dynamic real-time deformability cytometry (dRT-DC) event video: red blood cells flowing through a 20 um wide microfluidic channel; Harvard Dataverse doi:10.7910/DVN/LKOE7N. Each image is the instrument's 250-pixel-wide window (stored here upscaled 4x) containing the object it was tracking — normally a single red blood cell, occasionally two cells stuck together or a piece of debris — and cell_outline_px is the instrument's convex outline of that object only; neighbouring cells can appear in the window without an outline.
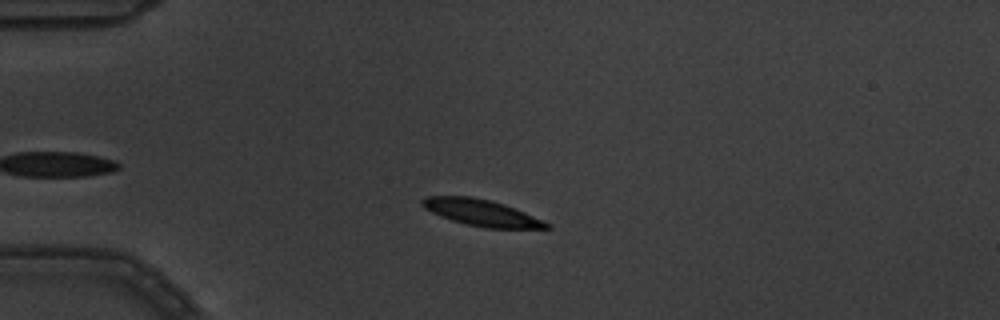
{"species": "common noctule bat (a hibernating species)", "species_latin": "Nyctalus noctula", "temperature_condition": "warm", "stored_images_in_passage": 6, "camera_frame_rate_fps": 3000, "um_per_image_px": 0.085, "animal": {"sex": "male", "body_mass_g": 19.5, "forearm_length_mm": 54.6}, "frame": {"image": 1, "passage_image": 4, "time_ms": 1.0, "image_size_px": [1000, 320], "cell_outline_px": [[552, 228], [484, 228], [452, 220], [440, 216], [424, 208], [420, 204], [420, 200], [428, 196], [472, 196], [504, 204], [524, 212], [552, 224]], "centroid_in_image_um": [40.91, 18.08], "position_along_channel_um": 44.1, "area_um2": 19.02}}